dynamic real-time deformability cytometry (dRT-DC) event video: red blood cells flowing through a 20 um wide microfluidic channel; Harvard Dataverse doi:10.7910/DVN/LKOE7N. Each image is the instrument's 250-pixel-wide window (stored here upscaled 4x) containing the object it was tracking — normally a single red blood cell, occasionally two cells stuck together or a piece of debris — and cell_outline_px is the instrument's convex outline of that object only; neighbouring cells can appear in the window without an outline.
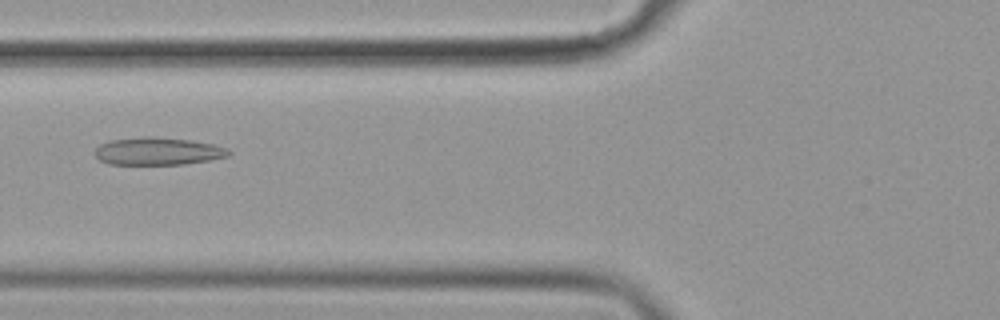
{"species": "common noctule bat (a hibernating species)", "species_latin": "Nyctalus noctula", "temperature_condition": "cold", "stored_images_in_passage": 35, "camera_frame_rate_fps": 3000, "um_per_image_px": 0.085, "animal": {"sex": "female", "body_mass_g": 19.9}, "frame": {"image": 1, "passage_image": 8, "time_ms": 2.333, "image_size_px": [1000, 320], "cell_outline_px": [[232, 152], [228, 156], [212, 160], [184, 164], [108, 164], [100, 160], [92, 152], [100, 144], [108, 140], [144, 136], [152, 136], [188, 140], [212, 144], [228, 148]], "centroid_in_image_um": [13.4, 12.85], "position_along_channel_um": 112.4, "area_um2": 21.68}}
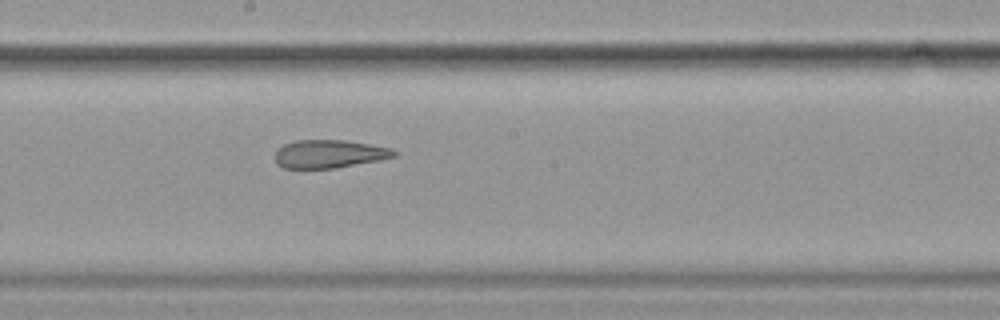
{"frame": {"image": 2, "passage_image": 17, "time_ms": 5.333, "image_size_px": [1000, 320], "cell_outline_px": [[396, 156], [336, 168], [284, 168], [276, 164], [276, 148], [284, 144], [296, 140], [344, 140], [392, 148], [396, 152]], "centroid_in_image_um": [27.94, 13.08], "position_along_channel_um": 220.3, "area_um2": 19.36}}
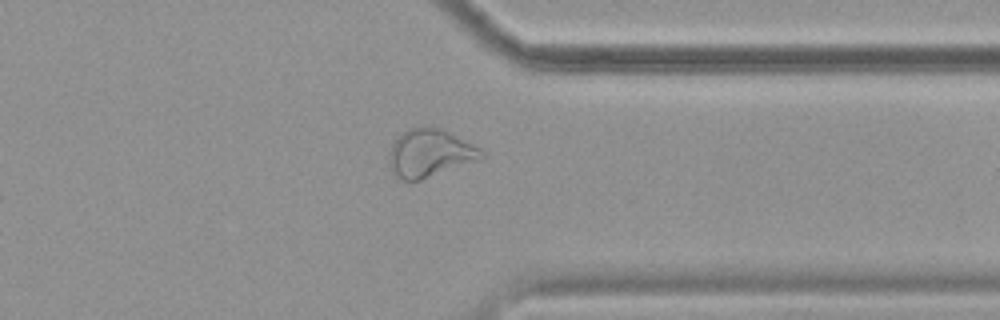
{"frame": {"image": 3, "passage_image": 30, "time_ms": 9.667, "image_size_px": [1000, 320], "cell_outline_px": [[484, 156], [420, 180], [400, 180], [392, 172], [388, 160], [392, 144], [396, 136], [400, 132], [408, 128], [428, 124], [440, 128], [480, 148], [484, 152]], "centroid_in_image_um": [36.44, 12.97], "position_along_channel_um": 375.0, "area_um2": 25.49}, "authors_computed_cell_mechanics": {"area_um2": 21.5016, "velocity_mm_per_s": 3.5932, "shape_relaxation_time_tau1_ms": null, "shape_relaxation_time_tau2_ms": 3.2033, "deformation_change_tau1": null, "deformation_change_tau2": 0.1093}}